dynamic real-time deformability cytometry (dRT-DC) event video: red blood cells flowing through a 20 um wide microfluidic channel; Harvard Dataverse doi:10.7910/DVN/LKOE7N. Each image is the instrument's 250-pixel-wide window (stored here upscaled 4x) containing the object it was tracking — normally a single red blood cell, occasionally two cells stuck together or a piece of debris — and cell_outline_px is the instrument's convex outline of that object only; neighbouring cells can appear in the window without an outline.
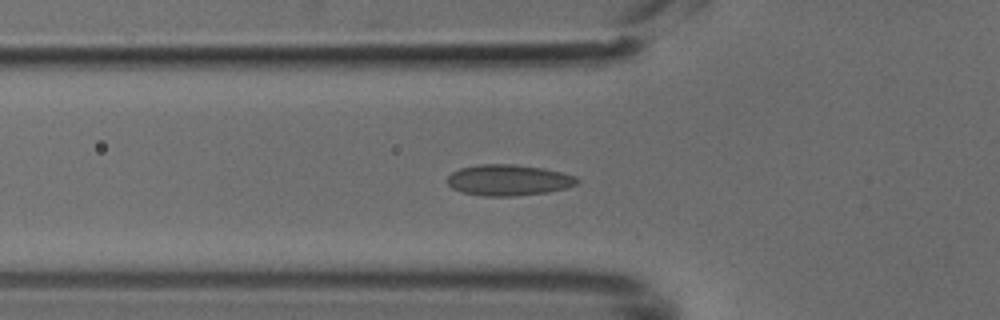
{"species": "common noctule bat (a hibernating species)", "species_latin": "Nyctalus noctula", "temperature_condition": "cold", "stored_images_in_passage": 44, "camera_frame_rate_fps": 3000, "um_per_image_px": 0.085, "animal": {"sex": "male", "body_mass_g": 18.8}, "frame": {"image": 1, "passage_image": 17, "time_ms": 5.333, "image_size_px": [1000, 320], "cell_outline_px": [[580, 180], [576, 184], [568, 188], [548, 192], [512, 196], [480, 196], [460, 192], [452, 188], [448, 184], [448, 176], [452, 172], [460, 168], [480, 164], [512, 164], [544, 168], [576, 176]], "centroid_in_image_um": [43.22, 15.31], "position_along_channel_um": 82.6, "area_um2": 23.58}}
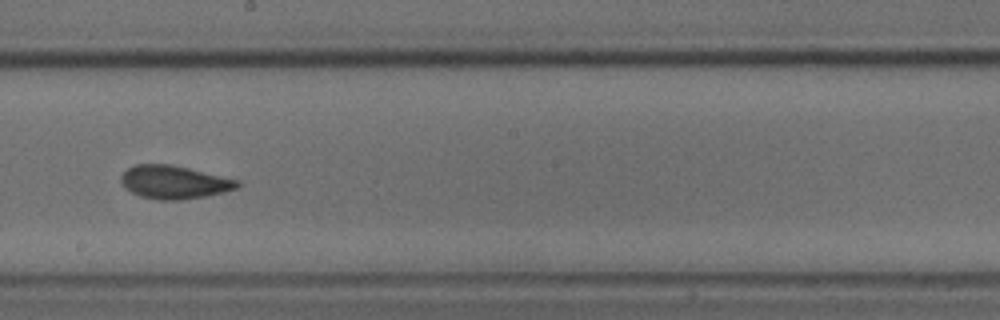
{"frame": {"image": 2, "passage_image": 28, "time_ms": 9.0, "image_size_px": [1000, 320], "cell_outline_px": [[240, 184], [236, 188], [204, 196], [180, 200], [160, 200], [140, 196], [124, 188], [120, 180], [120, 176], [128, 168], [136, 164], [172, 164], [240, 180]], "centroid_in_image_um": [14.77, 15.47], "position_along_channel_um": 233.4, "area_um2": 22.43}}
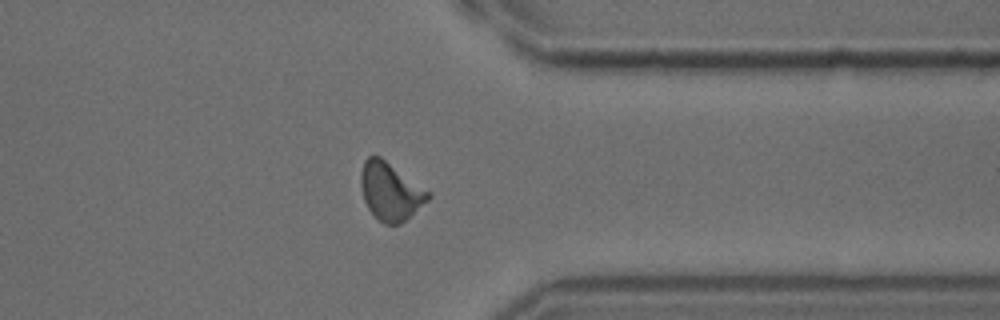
{"frame": {"image": 3, "passage_image": 39, "time_ms": 12.667, "image_size_px": [1000, 320], "cell_outline_px": [[432, 196], [428, 200], [400, 224], [384, 224], [368, 208], [364, 200], [360, 184], [360, 172], [364, 160], [368, 156], [380, 156], [432, 192]], "centroid_in_image_um": [33.19, 16.24], "position_along_channel_um": 378.2, "area_um2": 22.66}}